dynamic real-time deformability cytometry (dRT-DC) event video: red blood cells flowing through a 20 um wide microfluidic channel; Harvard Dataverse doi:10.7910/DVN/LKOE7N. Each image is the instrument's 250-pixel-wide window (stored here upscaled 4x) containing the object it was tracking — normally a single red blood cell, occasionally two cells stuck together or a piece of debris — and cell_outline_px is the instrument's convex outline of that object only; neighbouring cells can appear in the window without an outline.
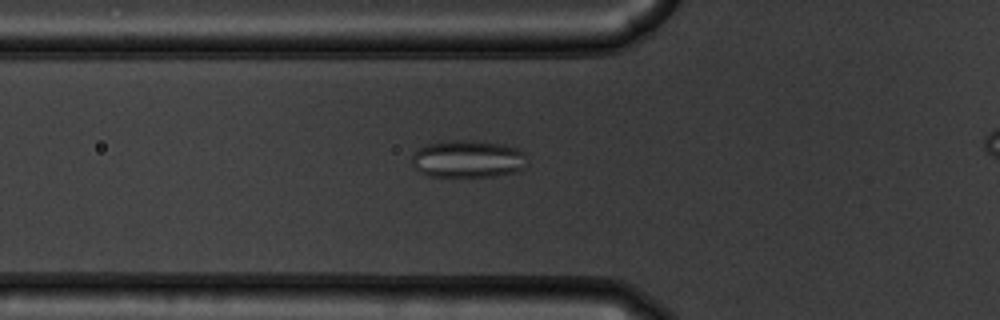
{"species": "common noctule bat (a hibernating species)", "species_latin": "Nyctalus noctula", "temperature_condition": "warm", "stored_images_in_passage": 49, "camera_frame_rate_fps": 3000, "um_per_image_px": 0.085, "animal": {"sex": "male", "body_mass_g": 19.5, "forearm_length_mm": 54.6}, "frame": {"image": 1, "passage_image": 20, "time_ms": 6.333, "image_size_px": [1000, 320], "cell_outline_px": [[524, 168], [516, 172], [496, 176], [428, 176], [420, 172], [412, 164], [412, 156], [420, 148], [428, 144], [444, 140], [472, 140], [504, 144], [516, 148], [524, 152]], "centroid_in_image_um": [39.76, 13.5], "position_along_channel_um": 86.0, "area_um2": 25.09}}
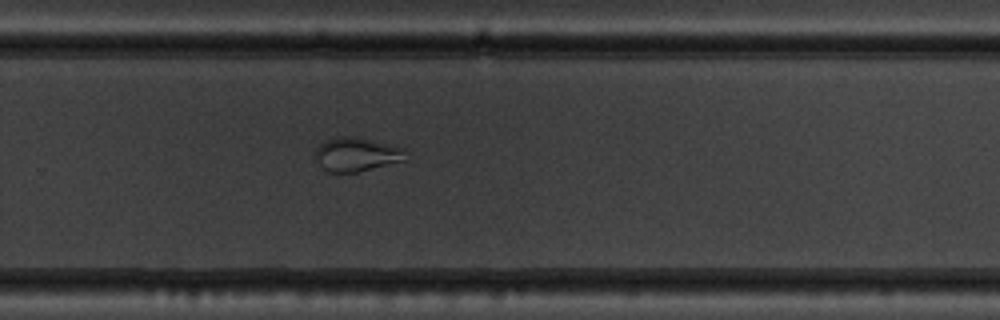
{"frame": {"image": 2, "passage_image": 37, "time_ms": 12.0, "image_size_px": [1000, 320], "cell_outline_px": [[404, 160], [356, 172], [328, 172], [320, 164], [316, 156], [316, 148], [324, 140], [336, 136], [356, 136], [404, 148]], "centroid_in_image_um": [30.27, 13.1], "position_along_channel_um": 299.5, "area_um2": 17.51}}
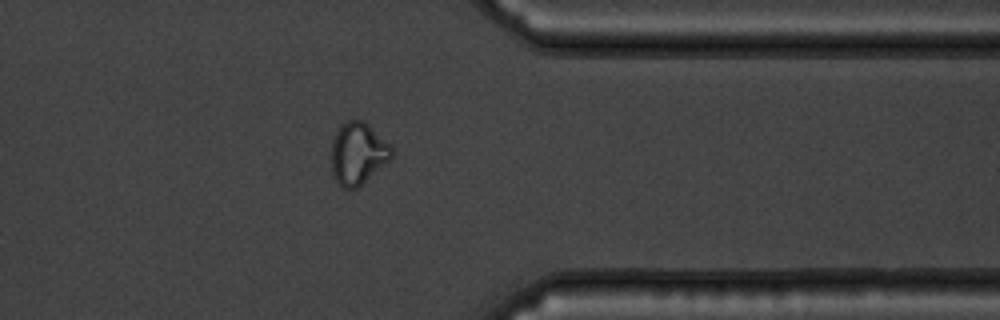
{"frame": {"image": 3, "passage_image": 44, "time_ms": 14.333, "image_size_px": [1000, 320], "cell_outline_px": [[392, 156], [388, 160], [356, 188], [340, 188], [332, 172], [332, 140], [336, 132], [348, 120], [364, 120], [392, 148]], "centroid_in_image_um": [30.39, 13.04], "position_along_channel_um": 381.0, "area_um2": 21.1}}